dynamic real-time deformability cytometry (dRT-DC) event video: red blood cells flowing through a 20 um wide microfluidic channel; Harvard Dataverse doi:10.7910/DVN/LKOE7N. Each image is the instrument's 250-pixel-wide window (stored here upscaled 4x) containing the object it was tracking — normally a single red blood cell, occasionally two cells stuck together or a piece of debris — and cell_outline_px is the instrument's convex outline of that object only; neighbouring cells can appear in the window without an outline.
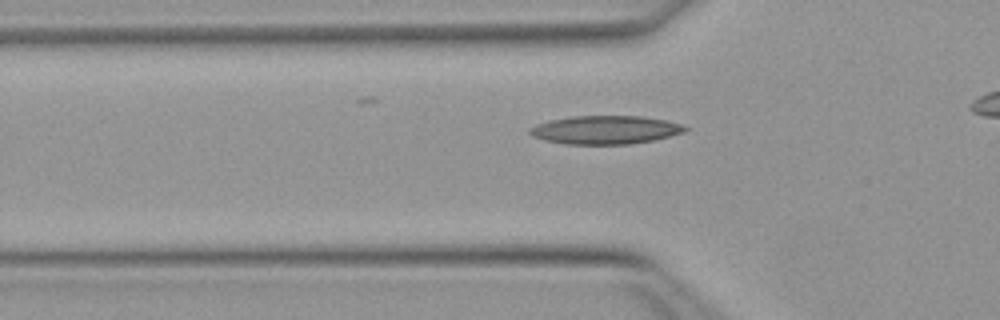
{"species": "Egyptian fruit bat (a non-hibernating species)", "species_latin": "Rousettus aegyptiacus", "temperature_condition": "warm", "stored_images_in_passage": 27, "camera_frame_rate_fps": 3000, "um_per_image_px": 0.085, "animal": {"sex": "female"}, "frame": {"image": 1, "passage_image": 2, "time_ms": 0.333, "image_size_px": [1000, 320], "cell_outline_px": [[688, 128], [684, 132], [652, 140], [628, 144], [564, 144], [544, 140], [532, 136], [528, 132], [528, 128], [536, 124], [548, 120], [572, 116], [640, 116], [664, 120], [684, 124]], "centroid_in_image_um": [51.4, 11.03], "position_along_channel_um": 74.4, "area_um2": 25.72}}
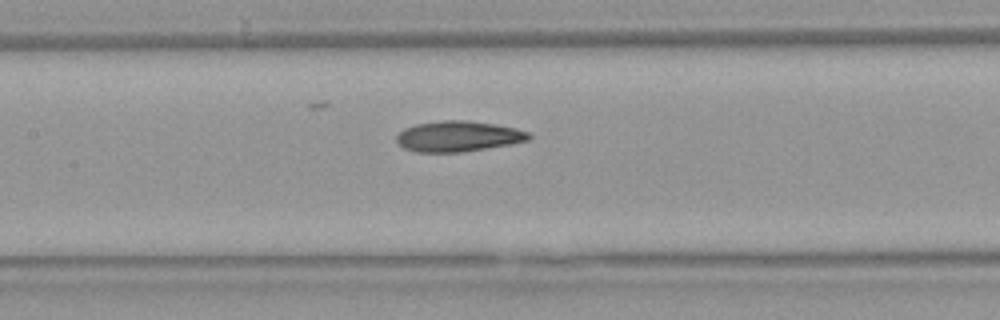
{"frame": {"image": 2, "passage_image": 9, "time_ms": 2.667, "image_size_px": [1000, 320], "cell_outline_px": [[532, 136], [528, 140], [508, 144], [460, 152], [416, 152], [404, 148], [396, 140], [396, 136], [404, 128], [416, 124], [444, 120], [468, 120], [516, 128], [528, 132]], "centroid_in_image_um": [38.92, 11.58], "position_along_channel_um": 168.5, "area_um2": 23.29}}
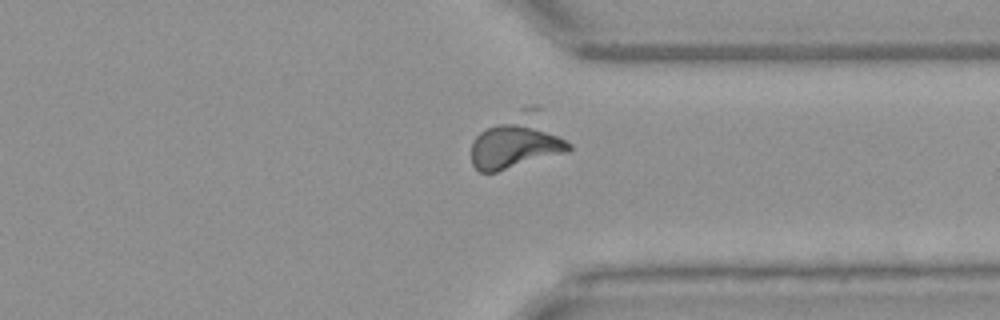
{"frame": {"image": 3, "passage_image": 24, "time_ms": 7.667, "image_size_px": [1000, 320], "cell_outline_px": [[572, 148], [568, 152], [496, 172], [480, 172], [472, 164], [472, 140], [480, 132], [496, 124], [524, 124], [556, 136], [572, 144]], "centroid_in_image_um": [43.68, 12.5], "position_along_channel_um": 367.7, "area_um2": 24.22}}